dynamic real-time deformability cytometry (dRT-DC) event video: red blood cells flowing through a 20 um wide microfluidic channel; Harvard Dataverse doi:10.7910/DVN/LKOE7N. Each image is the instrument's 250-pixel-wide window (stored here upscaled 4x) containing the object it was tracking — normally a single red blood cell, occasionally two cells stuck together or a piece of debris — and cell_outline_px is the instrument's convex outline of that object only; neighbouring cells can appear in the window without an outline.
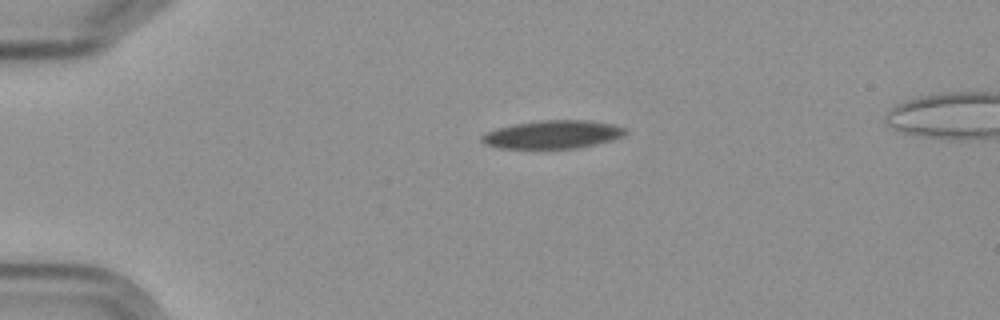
{"species": "Egyptian fruit bat (a non-hibernating species)", "species_latin": "Rousettus aegyptiacus", "temperature_condition": "cold", "stored_images_in_passage": 3, "camera_frame_rate_fps": 3000, "um_per_image_px": 0.085, "frame": {"image": 1, "passage_image": 1, "time_ms": 0.0, "image_size_px": [1000, 320], "cell_outline_px": [[628, 132], [624, 136], [612, 140], [596, 144], [576, 148], [500, 148], [484, 144], [480, 140], [480, 136], [484, 132], [496, 128], [516, 124], [540, 120], [588, 120], [612, 124], [628, 128]], "centroid_in_image_um": [46.99, 11.42], "position_along_channel_um": 38.0, "area_um2": 23.76}}